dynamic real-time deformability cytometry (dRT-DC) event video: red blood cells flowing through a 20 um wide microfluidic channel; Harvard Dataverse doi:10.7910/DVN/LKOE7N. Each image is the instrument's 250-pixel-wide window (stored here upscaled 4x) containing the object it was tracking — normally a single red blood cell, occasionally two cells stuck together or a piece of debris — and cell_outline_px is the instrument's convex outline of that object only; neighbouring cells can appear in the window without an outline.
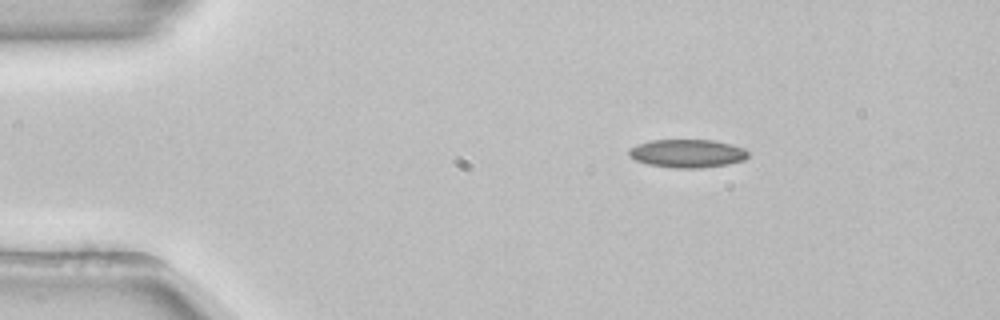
{"species": "common noctule bat (a hibernating species)", "species_latin": "Nyctalus noctula", "temperature_condition": "room temperature", "stored_images_in_passage": 52, "camera_frame_rate_fps": 3000, "um_per_image_px": 0.085, "animal": {"sex": "female", "body_mass_g": 22.7, "forearm_length_mm": 54.2}, "frame": {"image": 1, "passage_image": 8, "time_ms": 2.333, "image_size_px": [1000, 320], "cell_outline_px": [[748, 156], [744, 160], [728, 164], [700, 168], [676, 168], [648, 164], [636, 160], [628, 156], [628, 148], [652, 140], [712, 140], [732, 144], [744, 148], [748, 152]], "centroid_in_image_um": [58.43, 13.04], "position_along_channel_um": 26.6, "area_um2": 19.59}}
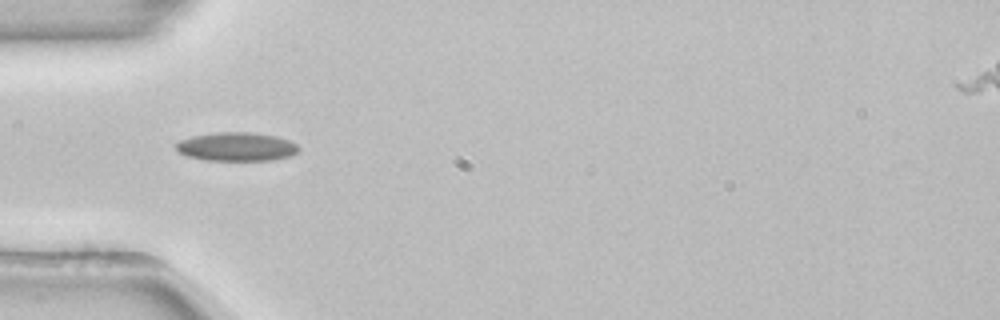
{"frame": {"image": 2, "passage_image": 16, "time_ms": 5.0, "image_size_px": [1000, 320], "cell_outline_px": [[300, 148], [296, 152], [288, 156], [272, 160], [204, 160], [188, 156], [180, 152], [172, 144], [180, 140], [192, 136], [216, 132], [252, 132], [276, 136], [288, 140], [296, 144]], "centroid_in_image_um": [20.07, 12.46], "position_along_channel_um": 64.9, "area_um2": 20.46}}
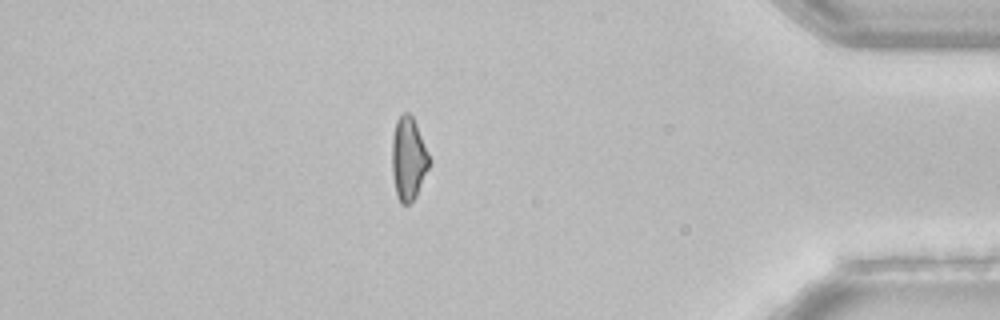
{"frame": {"image": 3, "passage_image": 45, "time_ms": 14.667, "image_size_px": [1000, 320], "cell_outline_px": [[428, 168], [416, 196], [408, 204], [400, 204], [396, 192], [392, 176], [392, 136], [396, 120], [404, 112], [408, 112], [412, 116], [416, 124], [428, 156]], "centroid_in_image_um": [34.67, 13.49], "position_along_channel_um": 400.5, "area_um2": 17.63}}